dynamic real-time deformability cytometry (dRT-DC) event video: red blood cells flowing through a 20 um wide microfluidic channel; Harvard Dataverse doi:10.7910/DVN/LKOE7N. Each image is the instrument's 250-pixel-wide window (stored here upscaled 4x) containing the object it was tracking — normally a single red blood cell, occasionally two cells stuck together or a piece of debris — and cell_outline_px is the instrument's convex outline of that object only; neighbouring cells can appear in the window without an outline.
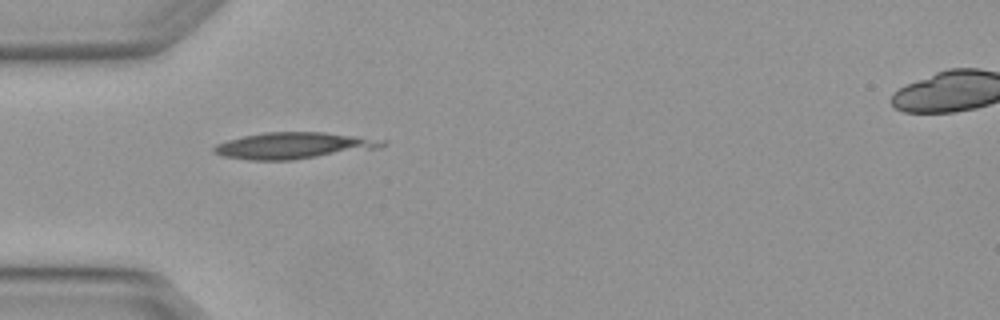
{"species": "Egyptian fruit bat (a non-hibernating species)", "species_latin": "Rousettus aegyptiacus", "temperature_condition": "warm", "stored_images_in_passage": 7, "camera_frame_rate_fps": 3000, "um_per_image_px": 0.085, "animal": {"sex": "female"}, "frame": {"image": 1, "passage_image": 4, "time_ms": 1.0, "image_size_px": [1000, 320], "cell_outline_px": [[388, 144], [380, 148], [292, 160], [248, 160], [220, 156], [212, 152], [212, 148], [216, 144], [228, 140], [244, 136], [264, 132], [324, 132], [360, 136], [388, 140]], "centroid_in_image_um": [24.99, 12.37], "position_along_channel_um": 60.0, "area_um2": 26.24}}
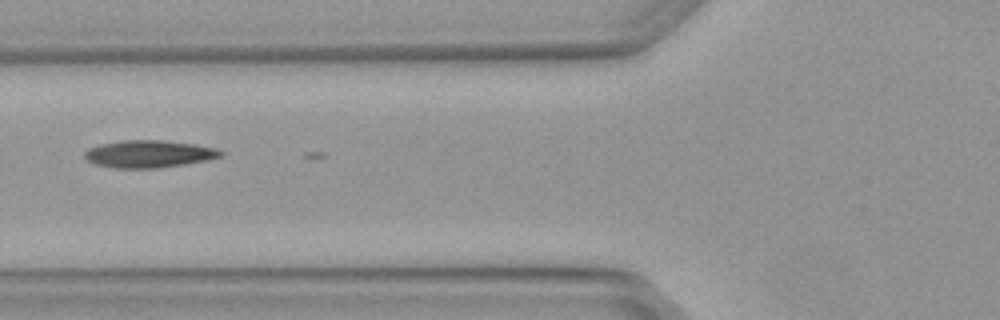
{"frame": {"image": 2, "passage_image": 5, "time_ms": 1.333, "image_size_px": [1000, 320], "cell_outline_px": [[224, 156], [208, 160], [184, 164], [156, 168], [112, 168], [96, 164], [88, 160], [84, 156], [84, 152], [88, 148], [100, 144], [124, 140], [160, 140], [196, 144], [216, 148], [224, 152]], "centroid_in_image_um": [12.68, 13.08], "position_along_channel_um": 113.1, "area_um2": 21.73}}